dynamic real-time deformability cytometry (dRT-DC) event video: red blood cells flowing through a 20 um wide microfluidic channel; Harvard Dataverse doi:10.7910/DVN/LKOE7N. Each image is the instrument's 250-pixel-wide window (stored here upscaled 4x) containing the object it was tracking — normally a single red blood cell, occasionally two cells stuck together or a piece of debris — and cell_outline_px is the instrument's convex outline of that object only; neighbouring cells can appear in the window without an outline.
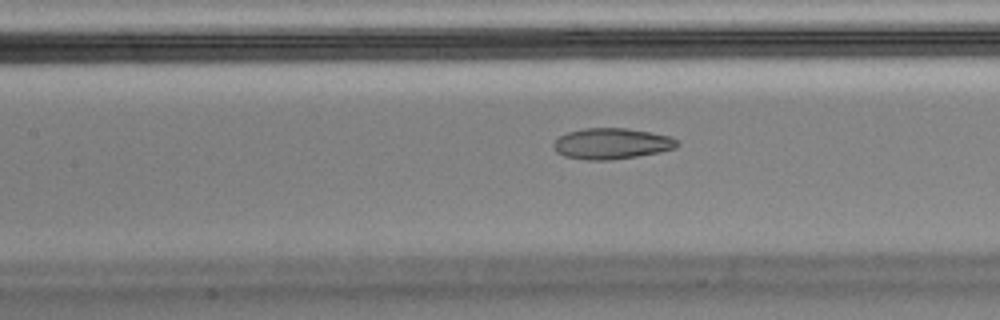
{"species": "Egyptian fruit bat (a non-hibernating species)", "species_latin": "Rousettus aegyptiacus", "temperature_condition": "cold", "stored_images_in_passage": 55, "camera_frame_rate_fps": 3000, "um_per_image_px": 0.085, "animal": {"sex": "male"}, "frame": {"image": 1, "passage_image": 24, "time_ms": 7.667, "image_size_px": [1000, 320], "cell_outline_px": [[680, 144], [676, 148], [660, 152], [612, 160], [588, 160], [564, 156], [556, 152], [552, 144], [560, 136], [568, 132], [584, 128], [628, 128], [672, 136]], "centroid_in_image_um": [52.01, 12.2], "position_along_channel_um": 155.4, "area_um2": 22.37}, "authors_computed_cell_mechanics": {"area_um2": 22.7154, "velocity_mm_per_s": 3.5817, "shape_relaxation_time_tau1_ms": null, "shape_relaxation_time_tau2_ms": 1.9691, "deformation_change_tau1": null, "deformation_change_tau2": 0.0759}}